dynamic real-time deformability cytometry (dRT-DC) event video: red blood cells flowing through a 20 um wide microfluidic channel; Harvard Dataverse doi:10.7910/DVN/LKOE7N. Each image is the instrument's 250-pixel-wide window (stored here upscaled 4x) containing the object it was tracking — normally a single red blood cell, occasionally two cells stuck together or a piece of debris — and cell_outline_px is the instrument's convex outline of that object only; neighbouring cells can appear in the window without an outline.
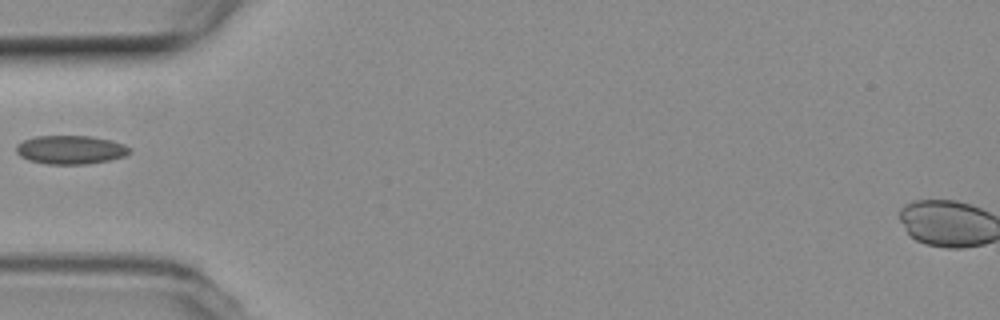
{"species": "common noctule bat (a hibernating species)", "species_latin": "Nyctalus noctula", "temperature_condition": "room temperature", "stored_images_in_passage": 37, "camera_frame_rate_fps": 3000, "um_per_image_px": 0.085, "animal": {"sex": "female", "body_mass_g": 19.3, "forearm_length_mm": 54.1}, "frame": {"image": 1, "passage_image": 1, "time_ms": 0.0, "image_size_px": [1000, 320], "cell_outline_px": [[128, 152], [124, 156], [108, 160], [88, 164], [48, 164], [28, 160], [20, 156], [16, 152], [16, 144], [24, 140], [36, 136], [92, 136], [124, 144], [128, 148]], "centroid_in_image_um": [5.94, 12.73], "position_along_channel_um": 79.1, "area_um2": 18.73}}
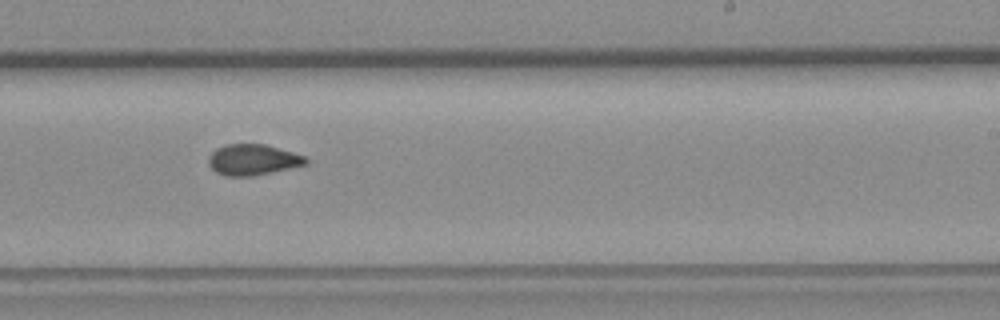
{"frame": {"image": 2, "passage_image": 16, "time_ms": 5.0, "image_size_px": [1000, 320], "cell_outline_px": [[308, 164], [252, 176], [224, 176], [216, 172], [208, 164], [208, 156], [216, 148], [228, 144], [264, 144], [292, 152], [304, 156], [308, 160]], "centroid_in_image_um": [21.46, 13.58], "position_along_channel_um": 267.5, "area_um2": 17.4}}
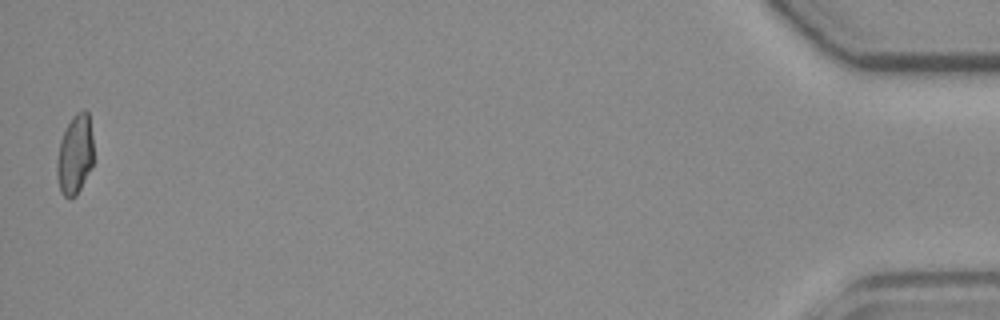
{"frame": {"image": 3, "passage_image": 37, "time_ms": 12.0, "image_size_px": [1000, 320], "cell_outline_px": [[92, 168], [76, 196], [68, 200], [60, 192], [56, 176], [56, 164], [60, 140], [72, 116], [76, 112], [84, 108], [88, 112], [92, 136]], "centroid_in_image_um": [6.35, 13.17], "position_along_channel_um": 428.8, "area_um2": 17.22}}